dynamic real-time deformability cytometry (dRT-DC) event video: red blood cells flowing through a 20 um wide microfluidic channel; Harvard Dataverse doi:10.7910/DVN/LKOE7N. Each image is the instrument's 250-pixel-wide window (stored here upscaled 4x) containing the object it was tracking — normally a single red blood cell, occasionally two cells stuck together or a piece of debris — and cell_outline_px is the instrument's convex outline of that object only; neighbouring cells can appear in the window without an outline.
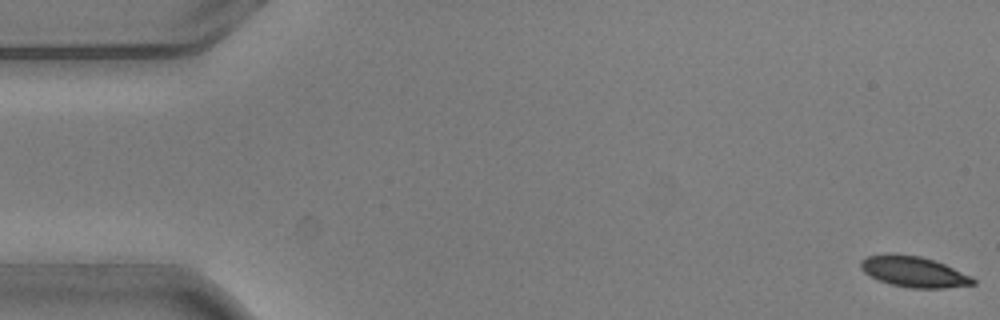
{"species": "common noctule bat (a hibernating species)", "species_latin": "Nyctalus noctula", "temperature_condition": "warm", "stored_images_in_passage": 3, "camera_frame_rate_fps": 3000, "um_per_image_px": 0.085, "animal": {"sex": "male", "body_mass_g": 20.5, "forearm_length_mm": 52.5}, "frame": {"image": 1, "passage_image": 1, "time_ms": 0.0, "image_size_px": [1000, 320], "cell_outline_px": [[976, 284], [944, 288], [912, 288], [892, 284], [876, 280], [864, 272], [860, 268], [860, 260], [868, 256], [888, 252], [892, 252], [920, 256], [944, 264], [972, 276], [976, 280]], "centroid_in_image_um": [77.64, 23.08], "position_along_channel_um": 7.4, "area_um2": 20.35}}